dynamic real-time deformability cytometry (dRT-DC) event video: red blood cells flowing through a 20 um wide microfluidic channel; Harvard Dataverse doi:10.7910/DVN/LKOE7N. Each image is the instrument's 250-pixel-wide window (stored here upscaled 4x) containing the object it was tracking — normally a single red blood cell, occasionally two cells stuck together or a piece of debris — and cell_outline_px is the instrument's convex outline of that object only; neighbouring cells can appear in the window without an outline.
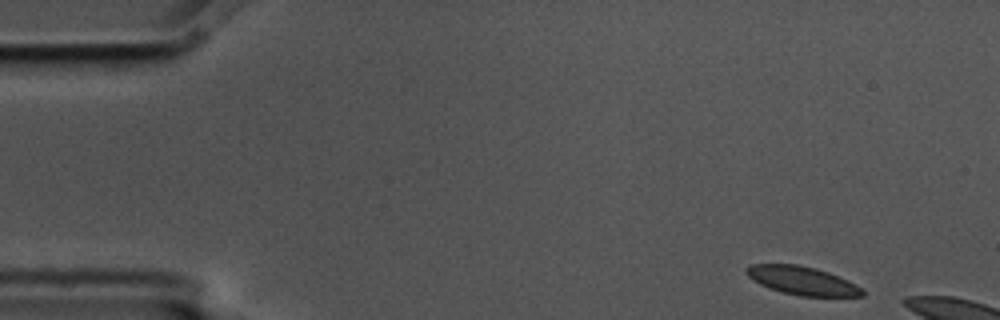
{"species": "common noctule bat (a hibernating species)", "species_latin": "Nyctalus noctula", "temperature_condition": "cold", "stored_images_in_passage": 3, "camera_frame_rate_fps": 3000, "um_per_image_px": 0.085, "animal": {"sex": "male", "body_mass_g": 17.5, "forearm_length_mm": 52.3}, "frame": {"image": 1, "passage_image": 1, "time_ms": 0.0, "image_size_px": [1000, 320], "cell_outline_px": [[864, 296], [800, 296], [784, 292], [760, 284], [748, 276], [744, 272], [744, 268], [748, 264], [796, 264], [816, 268], [828, 272], [848, 280], [856, 284], [864, 292]], "centroid_in_image_um": [68.16, 23.83], "position_along_channel_um": 16.8, "area_um2": 19.07}}